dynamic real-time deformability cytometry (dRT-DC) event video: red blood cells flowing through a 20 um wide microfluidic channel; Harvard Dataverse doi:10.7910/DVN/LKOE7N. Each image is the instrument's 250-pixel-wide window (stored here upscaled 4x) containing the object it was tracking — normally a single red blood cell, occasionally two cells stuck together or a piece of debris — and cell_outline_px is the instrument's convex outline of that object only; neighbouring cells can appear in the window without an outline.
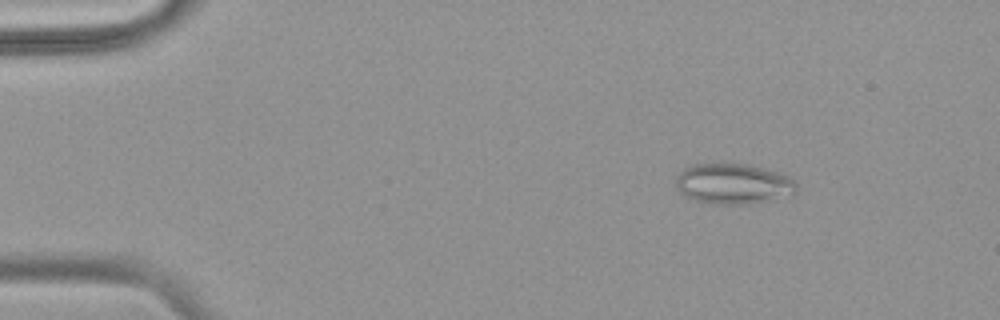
{"species": "common noctule bat (a hibernating species)", "species_latin": "Nyctalus noctula", "temperature_condition": "warm", "stored_images_in_passage": 53, "camera_frame_rate_fps": 3000, "um_per_image_px": 0.085, "animal": {"sex": "female", "body_mass_g": 18.4}, "frame": {"image": 1, "passage_image": 8, "time_ms": 2.333, "image_size_px": [1000, 320], "cell_outline_px": [[796, 192], [792, 196], [744, 204], [712, 204], [696, 200], [680, 192], [676, 184], [676, 176], [684, 168], [692, 164], [728, 160], [764, 168], [788, 176], [796, 184]], "centroid_in_image_um": [62.31, 15.57], "position_along_channel_um": 22.7, "area_um2": 29.02}}
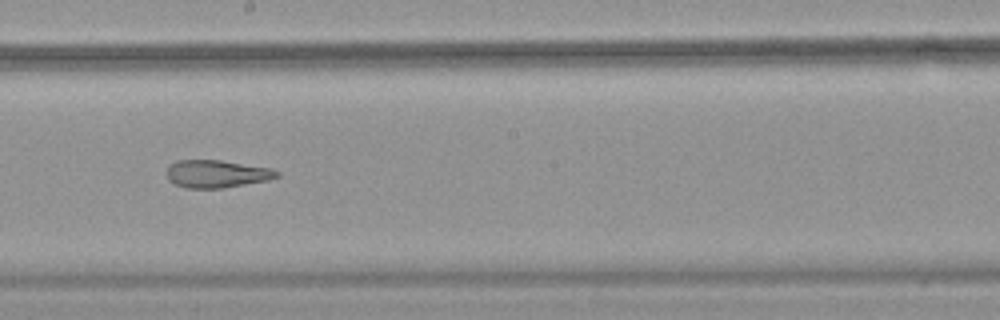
{"frame": {"image": 2, "passage_image": 31, "time_ms": 10.0, "image_size_px": [1000, 320], "cell_outline_px": [[280, 176], [268, 180], [220, 188], [188, 188], [176, 184], [168, 180], [168, 164], [176, 160], [220, 160], [272, 168], [280, 172]], "centroid_in_image_um": [18.43, 14.76], "position_along_channel_um": 229.8, "area_um2": 17.69}}
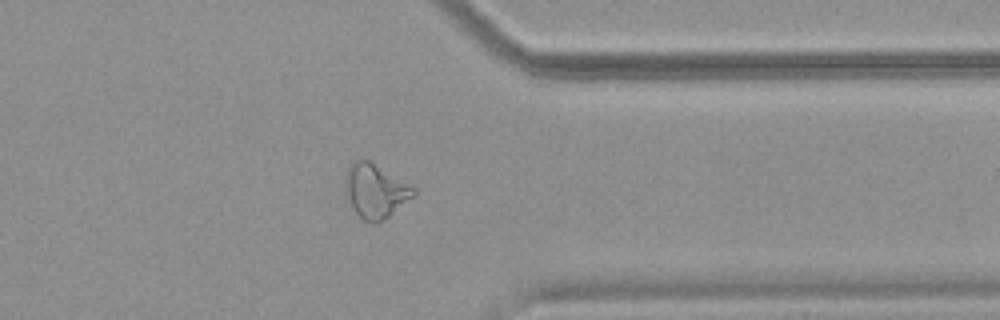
{"frame": {"image": 3, "passage_image": 43, "time_ms": 14.0, "image_size_px": [1000, 320], "cell_outline_px": [[416, 196], [384, 220], [376, 224], [368, 224], [356, 212], [344, 192], [344, 176], [348, 164], [356, 160], [368, 160], [412, 184], [416, 188]], "centroid_in_image_um": [31.92, 16.23], "position_along_channel_um": 379.5, "area_um2": 22.08}, "authors_computed_cell_mechanics": {"area_um2": 23.5824, "velocity_mm_per_s": 3.8555, "shape_relaxation_time_tau1_ms": null, "shape_relaxation_time_tau2_ms": 3.4709, "deformation_change_tau1": null, "deformation_change_tau2": 0.1441}}